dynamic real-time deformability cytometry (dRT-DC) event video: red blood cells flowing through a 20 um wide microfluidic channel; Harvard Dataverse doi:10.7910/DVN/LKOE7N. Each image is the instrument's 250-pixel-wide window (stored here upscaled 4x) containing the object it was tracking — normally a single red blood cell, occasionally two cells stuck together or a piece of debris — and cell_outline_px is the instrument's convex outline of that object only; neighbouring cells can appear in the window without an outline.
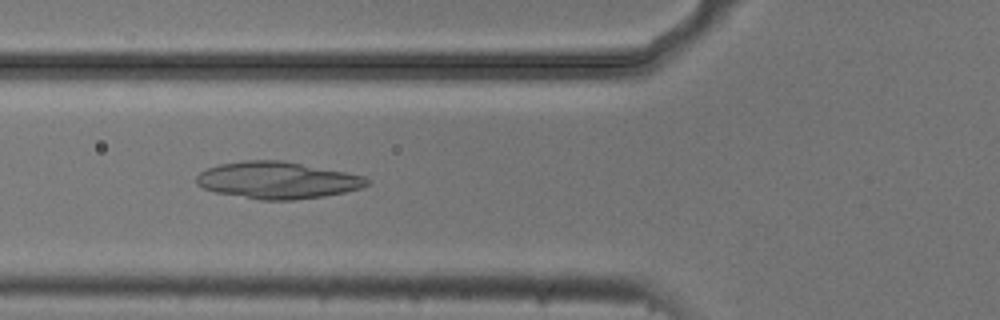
{"species": "common noctule bat (a hibernating species)", "species_latin": "Nyctalus noctula", "temperature_condition": "cold", "stored_images_in_passage": 5, "camera_frame_rate_fps": 3000, "um_per_image_px": 0.085, "animal": {"sex": "male", "body_mass_g": 20.5, "forearm_length_mm": 52.5}, "frame": {"image": 1, "passage_image": 2, "time_ms": 0.333, "image_size_px": [1000, 320], "cell_outline_px": [[368, 184], [360, 188], [344, 192], [324, 196], [292, 200], [260, 200], [216, 192], [204, 188], [196, 184], [196, 176], [200, 172], [208, 168], [220, 164], [244, 160], [280, 160], [344, 172], [364, 176], [368, 180]], "centroid_in_image_um": [23.54, 15.32], "position_along_channel_um": 102.3, "area_um2": 36.3}}
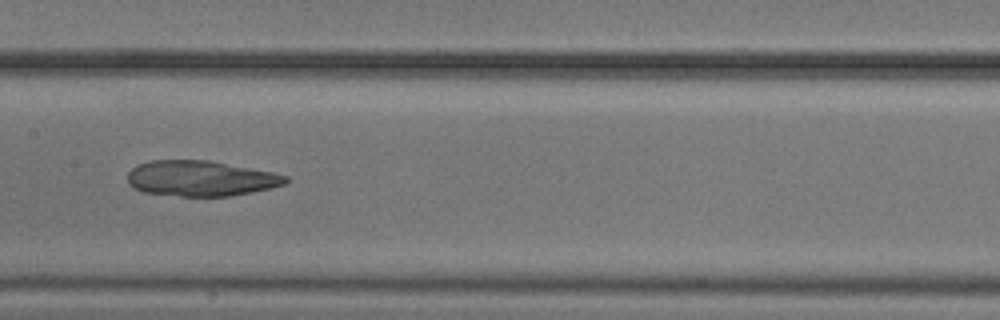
{"frame": {"image": 2, "passage_image": 4, "time_ms": 1.0, "image_size_px": [1000, 320], "cell_outline_px": [[288, 180], [284, 184], [272, 188], [252, 192], [228, 196], [180, 196], [144, 192], [132, 188], [128, 184], [128, 172], [136, 164], [152, 160], [208, 160], [272, 172], [288, 176]], "centroid_in_image_um": [17.03, 15.16], "position_along_channel_um": 190.4, "area_um2": 32.71}}
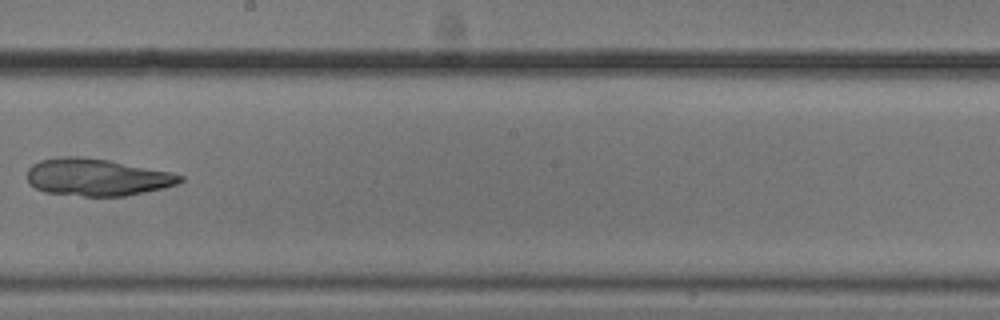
{"frame": {"image": 3, "passage_image": 5, "time_ms": 1.333, "image_size_px": [1000, 320], "cell_outline_px": [[184, 180], [180, 184], [164, 188], [128, 196], [84, 196], [44, 192], [28, 184], [28, 168], [32, 164], [40, 160], [64, 156], [80, 156], [108, 160], [168, 172], [184, 176]], "centroid_in_image_um": [8.23, 15.07], "position_along_channel_um": 240.0, "area_um2": 33.18}}